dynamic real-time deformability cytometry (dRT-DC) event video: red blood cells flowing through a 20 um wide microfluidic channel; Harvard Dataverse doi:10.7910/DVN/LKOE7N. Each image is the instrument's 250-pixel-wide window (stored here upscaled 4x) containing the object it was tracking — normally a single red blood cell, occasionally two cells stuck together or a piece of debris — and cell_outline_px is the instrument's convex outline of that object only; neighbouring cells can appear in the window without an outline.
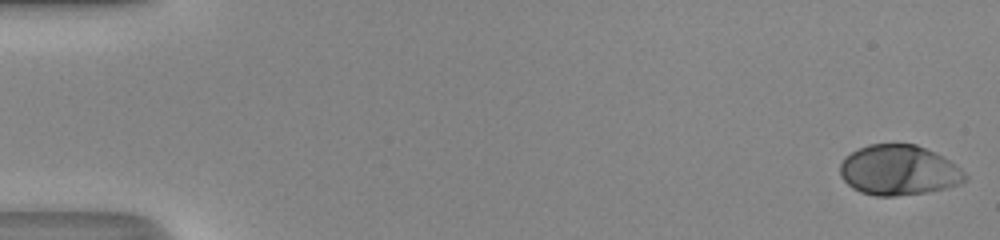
{"species": "human", "species_latin": "Homo sapiens", "temperature_condition": "room temperature", "stored_images_in_passage": 49, "camera_frame_rate_fps": 3000, "um_per_image_px": 0.085, "donor": {"sex": "male"}, "frame": {"image": 1, "passage_image": 1, "time_ms": 0.0, "image_size_px": [1000, 240], "cell_outline_px": [[968, 180], [960, 184], [944, 188], [924, 192], [896, 196], [876, 196], [860, 192], [852, 188], [840, 176], [840, 164], [852, 152], [868, 144], [916, 144], [948, 160], [960, 168], [968, 176]], "centroid_in_image_um": [76.39, 14.48], "position_along_channel_um": 8.6, "area_um2": 36.18}}
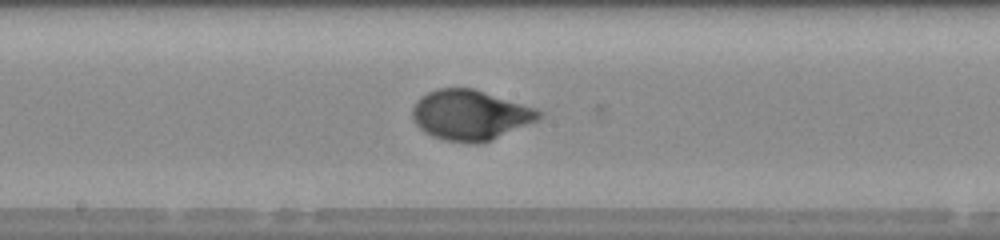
{"frame": {"image": 2, "passage_image": 27, "time_ms": 8.667, "image_size_px": [1000, 240], "cell_outline_px": [[544, 116], [536, 120], [492, 140], [480, 144], [472, 144], [444, 140], [432, 136], [424, 132], [416, 124], [412, 116], [412, 108], [416, 100], [420, 96], [436, 88], [472, 88], [536, 108], [544, 112]], "centroid_in_image_um": [39.95, 9.78], "position_along_channel_um": 208.3, "area_um2": 37.05}}
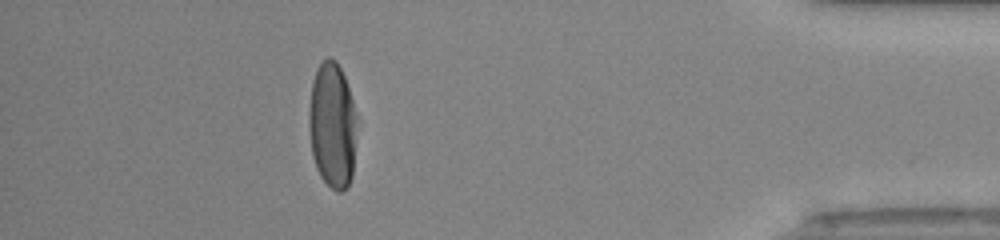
{"frame": {"image": 3, "passage_image": 44, "time_ms": 14.333, "image_size_px": [1000, 240], "cell_outline_px": [[356, 120], [352, 176], [348, 188], [340, 192], [336, 192], [320, 176], [316, 168], [312, 156], [308, 124], [308, 112], [312, 80], [316, 68], [328, 56], [336, 60], [344, 76], [352, 100], [356, 116]], "centroid_in_image_um": [28.22, 10.65], "position_along_channel_um": 407.0, "area_um2": 35.26}, "authors_computed_cell_mechanics": {"area_um2": 36.2406, "velocity_mm_per_s": 4.3335, "shape_relaxation_time_tau1_ms": 3.2904, "shape_relaxation_time_tau2_ms": null, "deformation_change_tau1": 0.2128, "deformation_change_tau2": null}}